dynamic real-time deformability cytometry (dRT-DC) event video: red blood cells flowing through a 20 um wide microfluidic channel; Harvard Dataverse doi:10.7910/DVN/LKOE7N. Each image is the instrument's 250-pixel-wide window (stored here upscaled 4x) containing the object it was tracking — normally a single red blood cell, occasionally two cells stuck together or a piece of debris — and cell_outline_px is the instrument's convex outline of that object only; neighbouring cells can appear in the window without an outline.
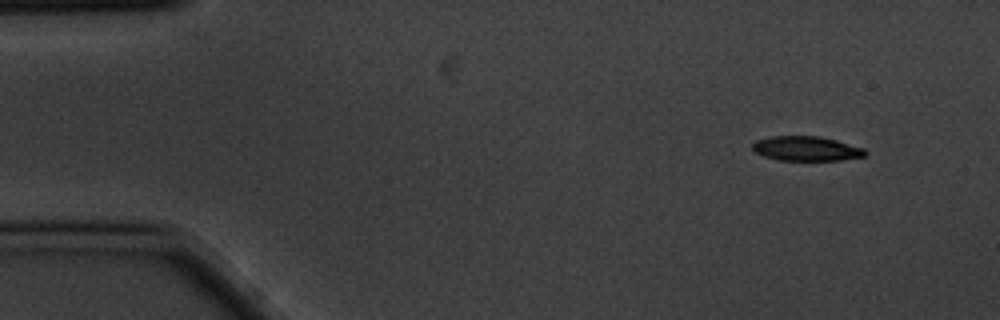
{"species": "common noctule bat (a hibernating species)", "species_latin": "Nyctalus noctula", "temperature_condition": "cold", "stored_images_in_passage": 4, "camera_frame_rate_fps": 3000, "um_per_image_px": 0.085, "animal": {"sex": "male", "body_mass_g": 20.1, "forearm_length_mm": 53.5}, "frame": {"image": 1, "passage_image": 1, "time_ms": 0.0, "image_size_px": [1000, 320], "cell_outline_px": [[868, 152], [864, 156], [840, 160], [780, 160], [764, 156], [756, 152], [752, 148], [752, 144], [756, 140], [768, 136], [820, 136], [836, 140], [864, 148]], "centroid_in_image_um": [68.53, 12.62], "position_along_channel_um": 16.5, "area_um2": 16.13}}
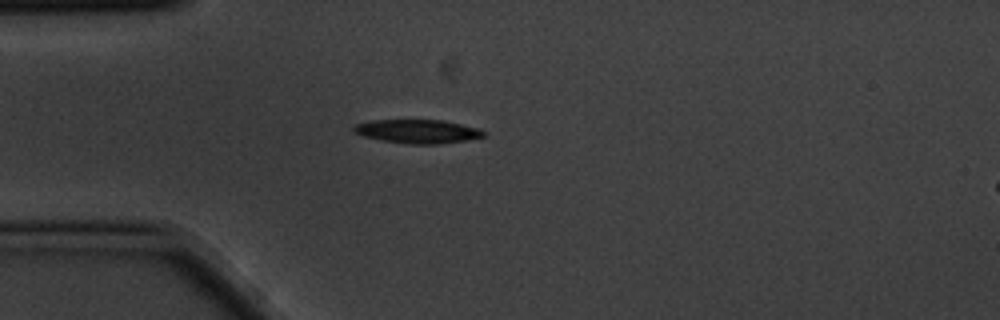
{"frame": {"image": 2, "passage_image": 4, "time_ms": 1.0, "image_size_px": [1000, 320], "cell_outline_px": [[484, 136], [464, 140], [436, 144], [412, 144], [380, 140], [364, 136], [352, 132], [352, 128], [356, 124], [372, 120], [440, 120], [480, 128], [484, 132]], "centroid_in_image_um": [35.45, 11.16], "position_along_channel_um": 49.6, "area_um2": 17.74}}